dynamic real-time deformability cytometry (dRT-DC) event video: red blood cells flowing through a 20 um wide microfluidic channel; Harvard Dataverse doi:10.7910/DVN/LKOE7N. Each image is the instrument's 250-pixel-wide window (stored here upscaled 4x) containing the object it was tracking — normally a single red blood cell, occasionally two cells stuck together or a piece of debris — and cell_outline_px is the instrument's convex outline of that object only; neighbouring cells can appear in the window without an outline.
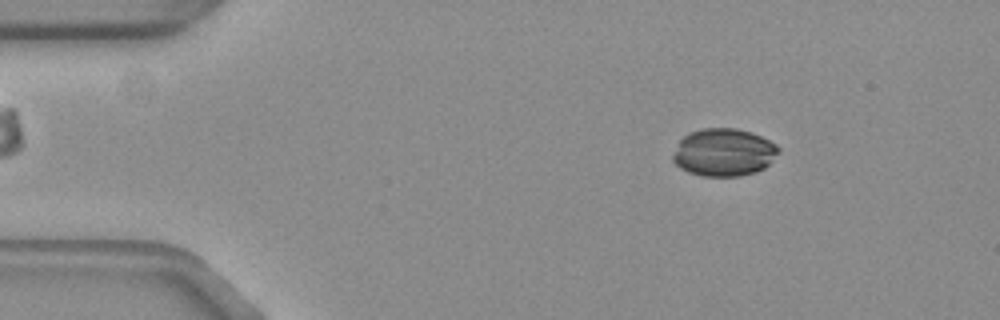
{"species": "common noctule bat (a hibernating species)", "species_latin": "Nyctalus noctula", "temperature_condition": "warm", "stored_images_in_passage": 54, "camera_frame_rate_fps": 3000, "um_per_image_px": 0.085, "animal": {"sex": "female", "body_mass_g": 19.3, "forearm_length_mm": 54.1}, "frame": {"image": 1, "passage_image": 7, "time_ms": 2.0, "image_size_px": [1000, 320], "cell_outline_px": [[780, 152], [764, 168], [756, 172], [740, 176], [704, 176], [688, 172], [680, 168], [672, 160], [672, 156], [680, 140], [688, 132], [704, 128], [736, 128], [760, 136], [776, 144], [780, 148]], "centroid_in_image_um": [61.52, 12.95], "position_along_channel_um": 23.5, "area_um2": 29.3}}
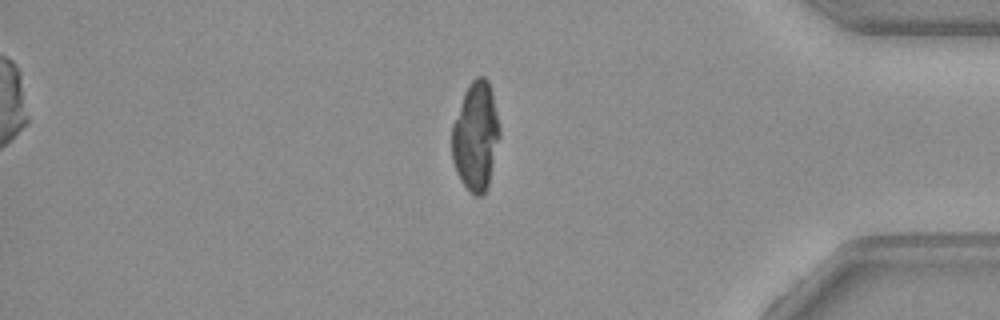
{"frame": {"image": 2, "passage_image": 45, "time_ms": 14.667, "image_size_px": [1000, 320], "cell_outline_px": [[500, 136], [488, 184], [484, 192], [480, 196], [476, 196], [460, 180], [456, 172], [452, 160], [452, 124], [464, 92], [468, 84], [476, 76], [484, 76], [488, 80], [492, 92], [500, 128]], "centroid_in_image_um": [40.43, 11.54], "position_along_channel_um": 394.8, "area_um2": 30.17}}
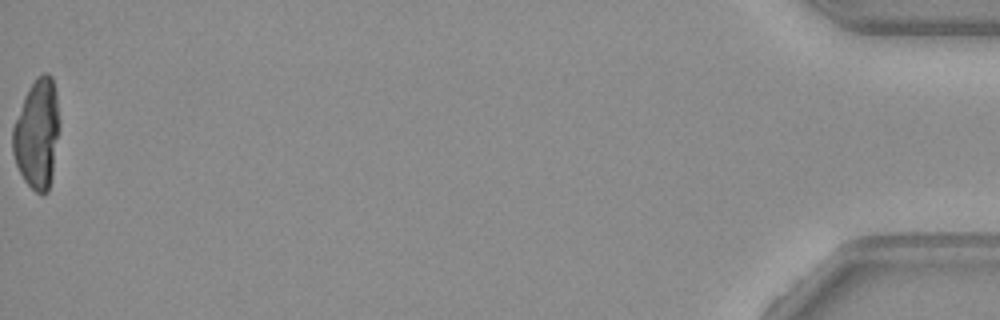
{"frame": {"image": 3, "passage_image": 54, "time_ms": 17.667, "image_size_px": [1000, 320], "cell_outline_px": [[60, 120], [52, 176], [48, 192], [44, 196], [40, 196], [24, 180], [16, 164], [12, 152], [12, 128], [24, 96], [28, 88], [36, 76], [44, 72], [48, 72], [52, 76], [56, 92]], "centroid_in_image_um": [3.16, 11.36], "position_along_channel_um": 432.0, "area_um2": 30.29}}